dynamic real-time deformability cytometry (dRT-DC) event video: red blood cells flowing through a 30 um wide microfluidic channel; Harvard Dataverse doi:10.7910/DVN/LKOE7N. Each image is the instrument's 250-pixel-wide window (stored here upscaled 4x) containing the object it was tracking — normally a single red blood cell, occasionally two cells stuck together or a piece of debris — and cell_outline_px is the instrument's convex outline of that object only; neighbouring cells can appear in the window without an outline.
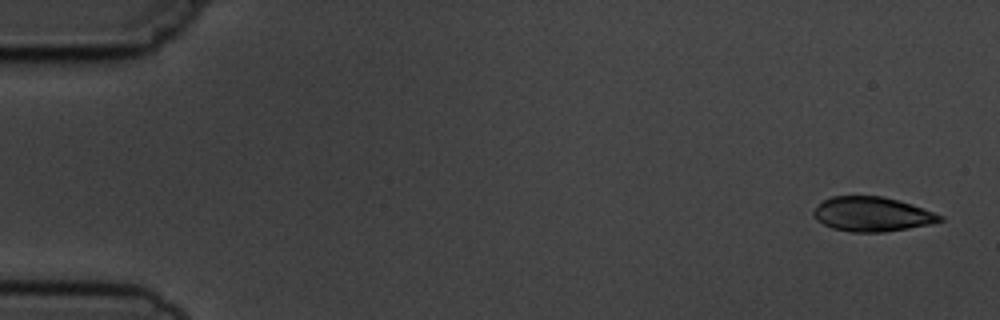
{"species": "common noctule bat (a hibernating species)", "species_latin": "Nyctalus noctula", "temperature_condition": "cold", "stored_images_in_passage": 5, "camera_frame_rate_fps": 3000, "um_per_image_px": 0.085, "animal": {"sex": "male", "body_mass_g": 19.5, "forearm_length_mm": 54.6}, "frame": {"image": 1, "passage_image": 1, "time_ms": 0.0, "image_size_px": [1000, 320], "cell_outline_px": [[944, 220], [932, 224], [884, 232], [852, 232], [832, 228], [816, 220], [812, 216], [812, 212], [824, 200], [832, 196], [884, 196], [912, 204], [944, 216]], "centroid_in_image_um": [74.14, 18.21], "position_along_channel_um": 10.9, "area_um2": 25.43}}
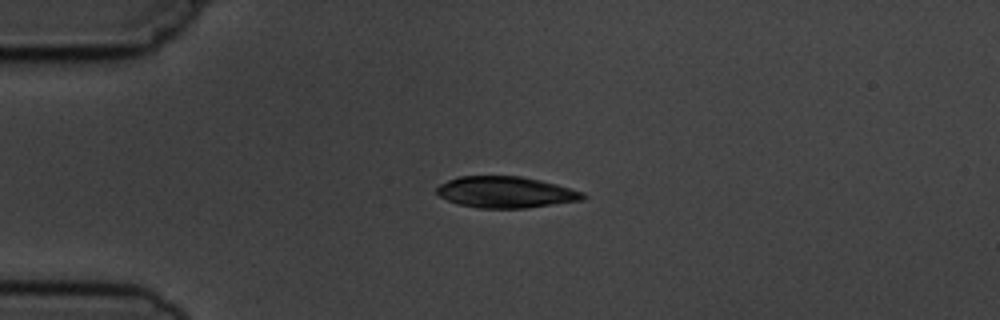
{"frame": {"image": 2, "passage_image": 4, "time_ms": 3.667, "image_size_px": [1000, 320], "cell_outline_px": [[588, 196], [584, 200], [524, 208], [480, 208], [460, 204], [448, 200], [440, 196], [436, 192], [436, 188], [440, 184], [448, 180], [460, 176], [520, 176], [540, 180], [556, 184], [584, 192]], "centroid_in_image_um": [43.02, 16.33], "position_along_channel_um": 42.0, "area_um2": 26.59}}